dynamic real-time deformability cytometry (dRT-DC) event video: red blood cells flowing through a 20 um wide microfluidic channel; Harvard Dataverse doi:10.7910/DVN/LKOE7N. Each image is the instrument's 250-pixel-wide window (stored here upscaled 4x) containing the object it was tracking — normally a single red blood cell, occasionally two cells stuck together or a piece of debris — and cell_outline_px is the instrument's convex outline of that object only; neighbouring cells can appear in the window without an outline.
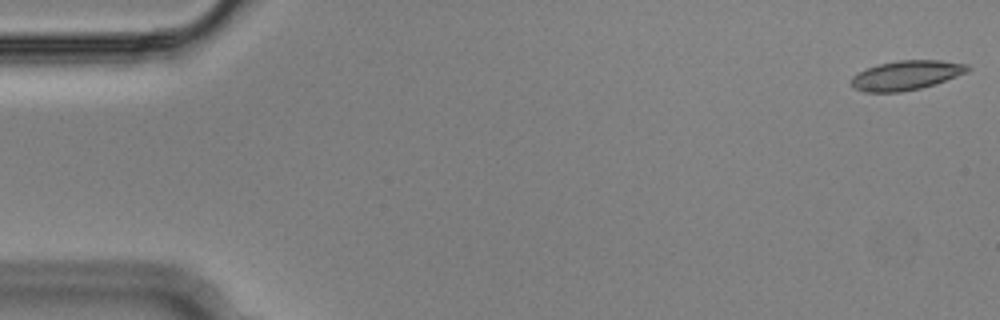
{"species": "Egyptian fruit bat (a non-hibernating species)", "species_latin": "Rousettus aegyptiacus", "temperature_condition": "cold", "stored_images_in_passage": 55, "camera_frame_rate_fps": 3000, "um_per_image_px": 0.085, "animal": {"sex": "male"}, "frame": {"image": 1, "passage_image": 1, "time_ms": 0.0, "image_size_px": [1000, 320], "cell_outline_px": [[972, 68], [968, 72], [936, 84], [920, 88], [900, 92], [864, 92], [852, 88], [852, 76], [876, 64], [896, 60], [940, 60], [968, 64]], "centroid_in_image_um": [77.06, 6.39], "position_along_channel_um": 7.9, "area_um2": 20.11}}
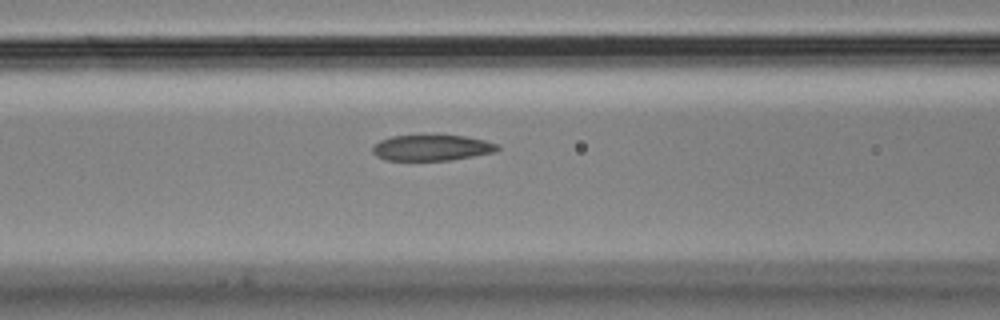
{"frame": {"image": 2, "passage_image": 22, "time_ms": 7.0, "image_size_px": [1000, 320], "cell_outline_px": [[500, 148], [496, 152], [452, 160], [384, 160], [376, 156], [372, 152], [372, 148], [380, 140], [392, 136], [464, 136], [484, 140], [496, 144]], "centroid_in_image_um": [36.7, 12.57], "position_along_channel_um": 129.9, "area_um2": 18.61}}
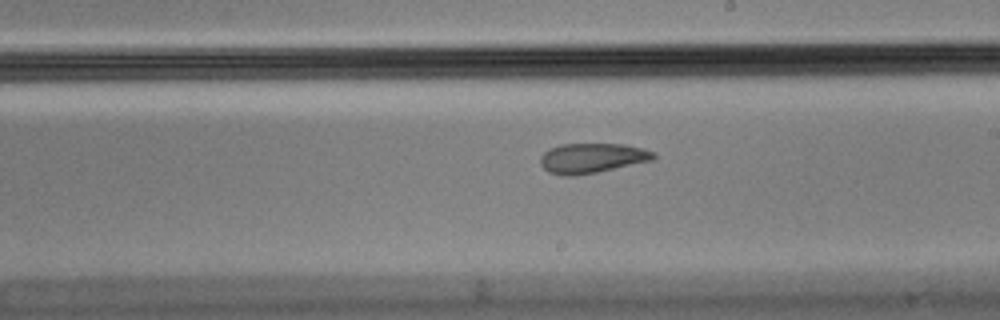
{"frame": {"image": 3, "passage_image": 31, "time_ms": 10.0, "image_size_px": [1000, 320], "cell_outline_px": [[656, 156], [652, 160], [596, 172], [572, 176], [564, 176], [548, 172], [540, 164], [540, 156], [548, 148], [560, 144], [624, 144], [644, 148], [656, 152]], "centroid_in_image_um": [50.3, 13.43], "position_along_channel_um": 238.7, "area_um2": 19.77}, "authors_computed_cell_mechanics": {"area_um2": 20.4034, "velocity_mm_per_s": 3.6306, "shape_relaxation_time_tau1_ms": null, "shape_relaxation_time_tau2_ms": 2.5819, "deformation_change_tau1": null, "deformation_change_tau2": 0.0591}}